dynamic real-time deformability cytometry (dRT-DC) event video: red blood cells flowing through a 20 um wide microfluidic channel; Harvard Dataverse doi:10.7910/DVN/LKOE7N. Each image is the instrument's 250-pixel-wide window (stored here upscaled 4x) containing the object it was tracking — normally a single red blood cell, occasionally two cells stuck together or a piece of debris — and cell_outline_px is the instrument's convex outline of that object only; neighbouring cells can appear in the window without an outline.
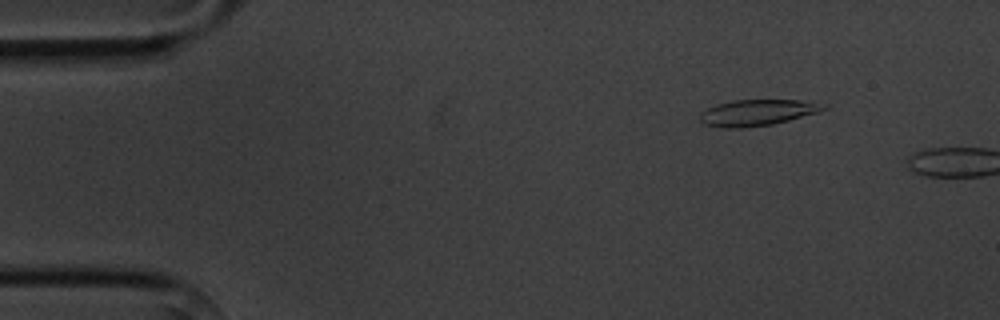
{"species": "common noctule bat (a hibernating species)", "species_latin": "Nyctalus noctula", "temperature_condition": "cold", "stored_images_in_passage": 4, "camera_frame_rate_fps": 3000, "um_per_image_px": 0.085, "animal": {"sex": "male", "body_mass_g": 20.1, "forearm_length_mm": 53.5}, "frame": {"image": 1, "passage_image": 4, "time_ms": 4.333, "image_size_px": [1000, 320], "cell_outline_px": [[828, 108], [820, 112], [772, 124], [740, 128], [720, 128], [704, 124], [700, 120], [700, 112], [716, 104], [732, 100], [800, 100], [828, 104]], "centroid_in_image_um": [64.38, 9.56], "position_along_channel_um": 20.6, "area_um2": 18.96}}